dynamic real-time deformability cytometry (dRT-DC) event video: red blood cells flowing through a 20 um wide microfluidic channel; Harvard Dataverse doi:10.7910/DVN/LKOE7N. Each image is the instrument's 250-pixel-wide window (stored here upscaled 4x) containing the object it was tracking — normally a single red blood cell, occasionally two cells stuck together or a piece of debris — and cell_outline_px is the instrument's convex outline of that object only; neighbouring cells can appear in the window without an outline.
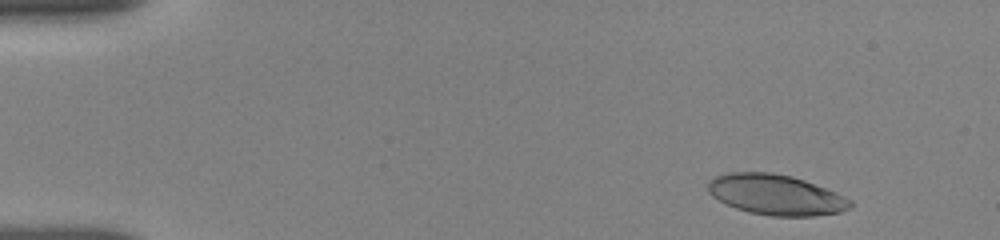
{"species": "human", "species_latin": "Homo sapiens", "temperature_condition": "room temperature", "stored_images_in_passage": 37, "camera_frame_rate_fps": 3000, "um_per_image_px": 0.085, "donor": {"sex": "female"}, "frame": {"image": 1, "passage_image": 2, "time_ms": 0.667, "image_size_px": [1000, 240], "cell_outline_px": [[852, 204], [848, 208], [840, 212], [816, 216], [772, 216], [748, 212], [736, 208], [712, 196], [708, 192], [708, 180], [716, 176], [728, 172], [772, 172], [792, 176], [804, 180], [836, 192], [852, 200]], "centroid_in_image_um": [65.94, 16.55], "position_along_channel_um": 19.1, "area_um2": 33.52}}
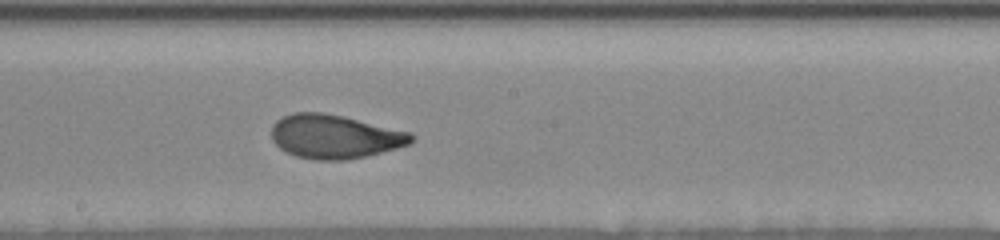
{"frame": {"image": 2, "passage_image": 21, "time_ms": 8.667, "image_size_px": [1000, 240], "cell_outline_px": [[416, 136], [412, 144], [364, 156], [344, 160], [316, 160], [296, 156], [280, 148], [272, 140], [272, 124], [276, 120], [292, 112], [324, 112], [344, 116], [408, 132]], "centroid_in_image_um": [28.43, 11.6], "position_along_channel_um": 219.8, "area_um2": 35.6}}
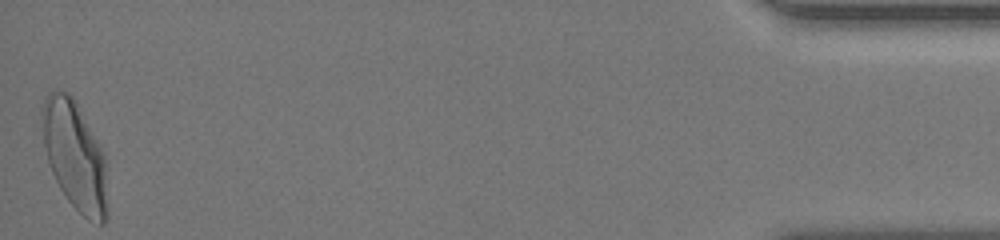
{"frame": {"image": 3, "passage_image": 37, "time_ms": 16.333, "image_size_px": [1000, 240], "cell_outline_px": [[108, 220], [104, 224], [100, 224], [88, 220], [68, 200], [60, 188], [52, 172], [48, 160], [44, 144], [40, 112], [40, 108], [48, 92], [56, 88], [68, 92], [76, 100], [100, 144], [104, 152], [108, 208]], "centroid_in_image_um": [6.37, 13.2], "position_along_channel_um": 428.8, "area_um2": 42.02}, "authors_computed_cell_mechanics": {"area_um2": 35.258, "velocity_mm_per_s": 3.8218, "shape_relaxation_time_tau1_ms": 3.5943, "shape_relaxation_time_tau2_ms": 1.0833, "deformation_change_tau1": 0.1777, "deformation_change_tau2": 0.0547}}